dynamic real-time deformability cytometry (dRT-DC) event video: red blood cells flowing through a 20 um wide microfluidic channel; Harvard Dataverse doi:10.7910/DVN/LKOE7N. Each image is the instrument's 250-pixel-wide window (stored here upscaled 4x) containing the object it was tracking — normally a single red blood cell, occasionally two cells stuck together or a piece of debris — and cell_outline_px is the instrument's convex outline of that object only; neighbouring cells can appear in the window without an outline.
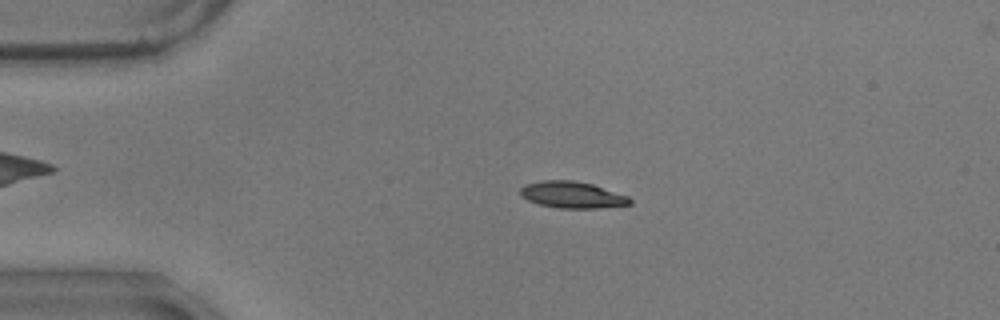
{"species": "common noctule bat (a hibernating species)", "species_latin": "Nyctalus noctula", "temperature_condition": "warm", "stored_images_in_passage": 58, "camera_frame_rate_fps": 3000, "um_per_image_px": 0.085, "animal": {"sex": "male", "body_mass_g": 17.9}, "frame": {"image": 1, "passage_image": 12, "time_ms": 3.667, "image_size_px": [1000, 320], "cell_outline_px": [[632, 204], [596, 208], [556, 208], [540, 204], [528, 200], [520, 196], [520, 188], [524, 184], [540, 180], [572, 180], [592, 184], [628, 196], [632, 200]], "centroid_in_image_um": [48.6, 16.55], "position_along_channel_um": 36.4, "area_um2": 16.99}}
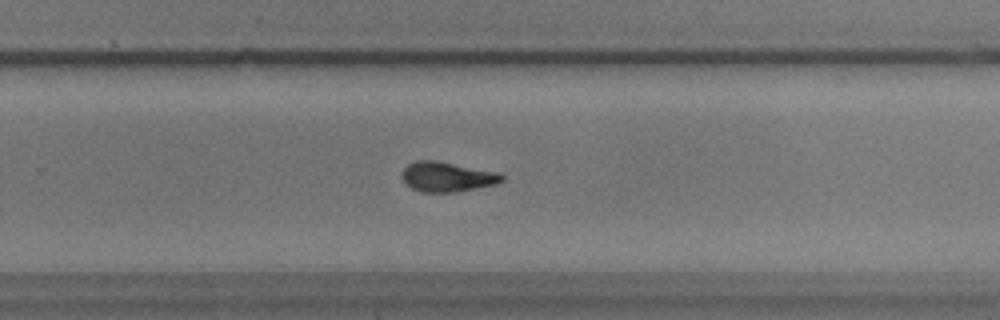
{"frame": {"image": 2, "passage_image": 37, "time_ms": 12.0, "image_size_px": [1000, 320], "cell_outline_px": [[504, 180], [496, 184], [456, 192], [424, 192], [412, 188], [400, 176], [400, 172], [408, 164], [416, 160], [436, 160], [500, 172], [504, 176]], "centroid_in_image_um": [38.02, 15.01], "position_along_channel_um": 291.8, "area_um2": 17.51}}
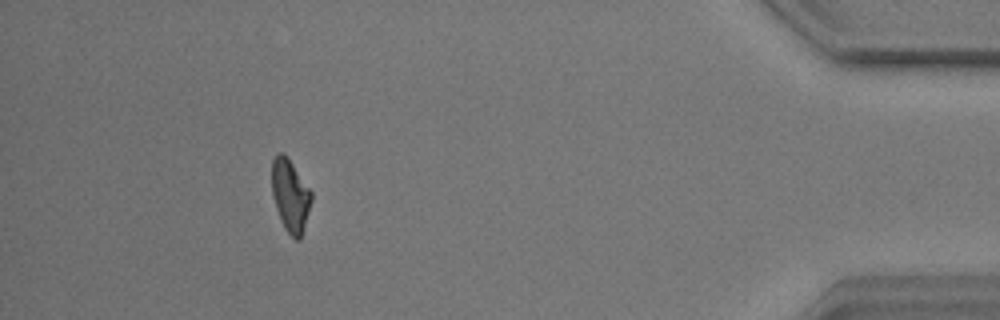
{"frame": {"image": 3, "passage_image": 52, "time_ms": 17.0, "image_size_px": [1000, 320], "cell_outline_px": [[312, 200], [304, 228], [300, 240], [296, 240], [284, 228], [280, 220], [272, 196], [272, 160], [276, 152], [284, 152], [312, 192]], "centroid_in_image_um": [24.66, 16.61], "position_along_channel_um": 410.5, "area_um2": 16.76}, "authors_computed_cell_mechanics": {"area_um2": 16.9932, "velocity_mm_per_s": 3.5046, "shape_relaxation_time_tau1_ms": 4.5247, "shape_relaxation_time_tau2_ms": 2.2611, "deformation_change_tau1": 0.1611, "deformation_change_tau2": 0.0758}}